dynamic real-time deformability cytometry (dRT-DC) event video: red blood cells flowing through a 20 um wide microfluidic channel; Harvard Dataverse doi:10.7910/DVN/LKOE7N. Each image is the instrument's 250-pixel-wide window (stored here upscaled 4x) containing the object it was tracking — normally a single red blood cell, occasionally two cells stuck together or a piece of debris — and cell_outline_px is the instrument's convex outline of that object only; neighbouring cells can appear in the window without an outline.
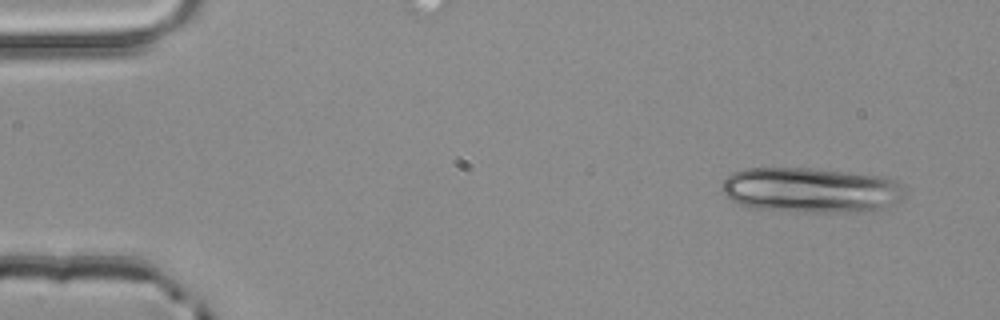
{"species": "common noctule bat (a hibernating species)", "species_latin": "Nyctalus noctula", "temperature_condition": "room temperature", "stored_images_in_passage": 3, "camera_frame_rate_fps": 3000, "um_per_image_px": 0.085, "animal": {"sex": "male", "body_mass_g": 20.4}, "frame": {"image": 1, "passage_image": 1, "time_ms": 0.0, "image_size_px": [1000, 320], "cell_outline_px": [[908, 196], [904, 200], [876, 212], [792, 212], [756, 208], [740, 204], [724, 196], [720, 192], [720, 188], [724, 180], [732, 172], [744, 168], [816, 168], [884, 176], [896, 180], [904, 184]], "centroid_in_image_um": [69.03, 16.17], "position_along_channel_um": 16.0, "area_um2": 49.65}}